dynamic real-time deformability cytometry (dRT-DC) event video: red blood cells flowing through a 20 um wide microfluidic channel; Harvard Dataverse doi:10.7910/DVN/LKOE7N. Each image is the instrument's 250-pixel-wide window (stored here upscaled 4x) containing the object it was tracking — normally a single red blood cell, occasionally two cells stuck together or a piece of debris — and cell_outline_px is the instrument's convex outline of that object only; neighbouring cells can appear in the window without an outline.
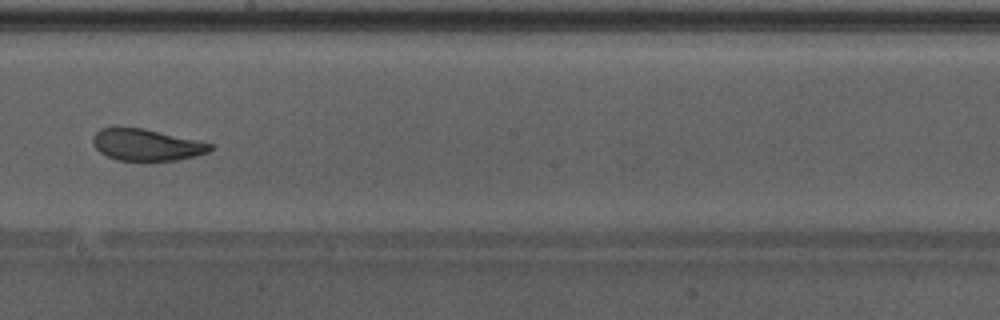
{"species": "Egyptian fruit bat (a non-hibernating species)", "species_latin": "Rousettus aegyptiacus", "temperature_condition": "warm", "stored_images_in_passage": 49, "camera_frame_rate_fps": 3000, "um_per_image_px": 0.085, "animal": {"sex": "male"}, "frame": {"image": 1, "passage_image": 28, "time_ms": 9.0, "image_size_px": [1000, 320], "cell_outline_px": [[212, 148], [208, 152], [196, 156], [176, 160], [116, 160], [100, 152], [92, 144], [92, 136], [100, 128], [116, 124], [144, 128], [200, 140], [212, 144]], "centroid_in_image_um": [12.4, 12.26], "position_along_channel_um": 235.8, "area_um2": 22.25}, "authors_computed_cell_mechanics": {"area_um2": 24.6228, "velocity_mm_per_s": 4.2696, "shape_relaxation_time_tau1_ms": 7.7968, "shape_relaxation_time_tau2_ms": 1.3383, "deformation_change_tau1": 0.2114, "deformation_change_tau2": 0.0763}}